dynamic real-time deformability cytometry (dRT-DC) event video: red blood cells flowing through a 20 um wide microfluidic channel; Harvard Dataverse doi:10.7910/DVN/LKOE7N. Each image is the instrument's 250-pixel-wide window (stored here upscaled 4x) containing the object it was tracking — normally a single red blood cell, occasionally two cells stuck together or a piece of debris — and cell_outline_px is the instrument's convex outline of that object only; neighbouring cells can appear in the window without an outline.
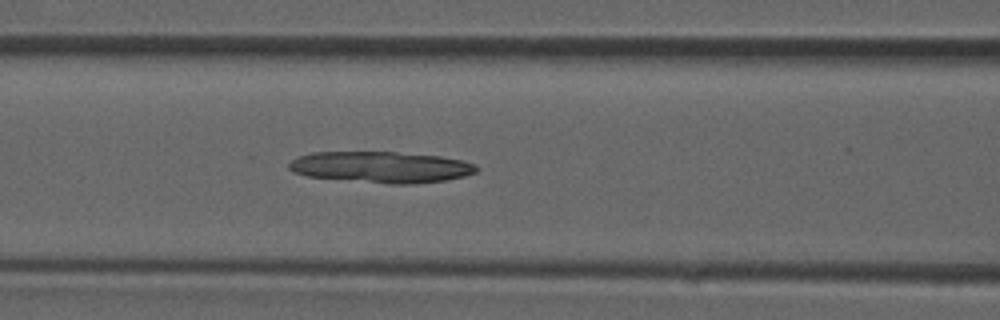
{"species": "common noctule bat (a hibernating species)", "species_latin": "Nyctalus noctula", "temperature_condition": "room temperature", "stored_images_in_passage": 18, "camera_frame_rate_fps": 3000, "um_per_image_px": 0.085, "animal": {"sex": "male", "forearm_length_mm": 52.5}, "frame": {"image": 1, "passage_image": 13, "time_ms": 4.0, "image_size_px": [1000, 320], "cell_outline_px": [[480, 168], [476, 172], [464, 176], [448, 180], [408, 184], [388, 184], [308, 176], [292, 172], [288, 168], [288, 164], [292, 160], [300, 156], [312, 152], [396, 152], [440, 156], [464, 160], [476, 164]], "centroid_in_image_um": [32.43, 14.2], "position_along_channel_um": 134.2, "area_um2": 34.22}}
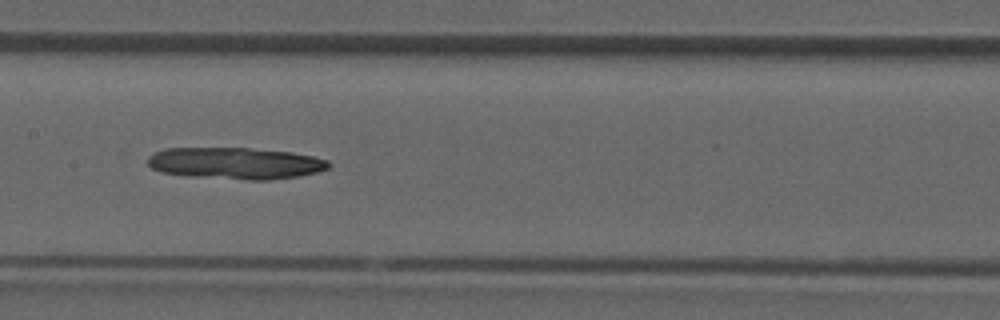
{"frame": {"image": 2, "passage_image": 16, "time_ms": 5.0, "image_size_px": [1000, 320], "cell_outline_px": [[332, 164], [328, 168], [316, 172], [300, 176], [268, 180], [248, 180], [188, 176], [160, 172], [152, 168], [148, 164], [148, 156], [164, 148], [248, 148], [292, 152], [312, 156], [328, 160]], "centroid_in_image_um": [20.02, 13.88], "position_along_channel_um": 187.4, "area_um2": 33.52}}
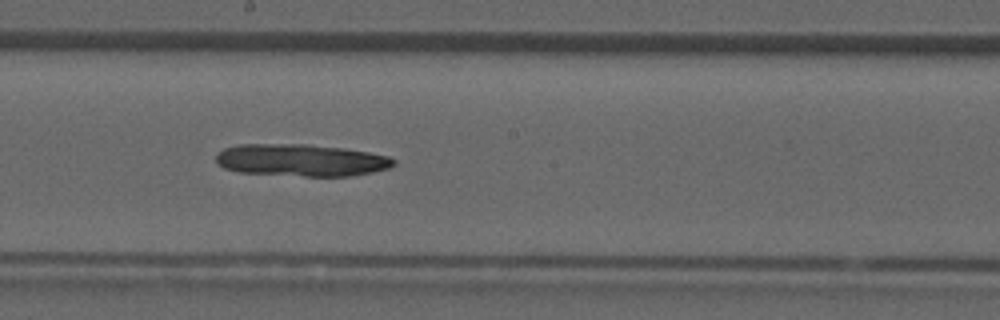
{"frame": {"image": 3, "passage_image": 18, "time_ms": 5.667, "image_size_px": [1000, 320], "cell_outline_px": [[396, 164], [392, 168], [372, 172], [348, 176], [304, 176], [240, 172], [224, 168], [216, 164], [216, 152], [224, 148], [240, 144], [308, 144], [344, 148], [368, 152], [388, 156], [396, 160]], "centroid_in_image_um": [25.6, 13.61], "position_along_channel_um": 222.6, "area_um2": 33.52}}